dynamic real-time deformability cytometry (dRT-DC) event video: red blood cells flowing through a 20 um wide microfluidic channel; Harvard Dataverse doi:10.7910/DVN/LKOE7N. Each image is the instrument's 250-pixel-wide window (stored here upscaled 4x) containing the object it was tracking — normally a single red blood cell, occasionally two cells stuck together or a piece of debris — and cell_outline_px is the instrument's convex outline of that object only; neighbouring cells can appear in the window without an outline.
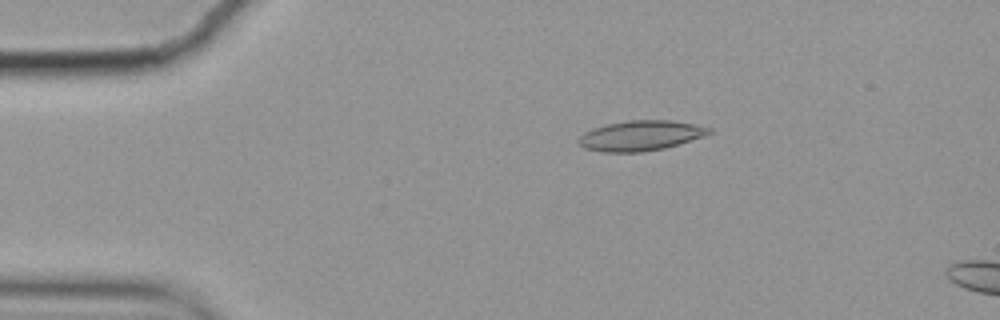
{"species": "common noctule bat (a hibernating species)", "species_latin": "Nyctalus noctula", "temperature_condition": "cold", "stored_images_in_passage": 7, "camera_frame_rate_fps": 3000, "um_per_image_px": 0.085, "animal": {"sex": "female", "body_mass_g": 19.9}, "frame": {"image": 1, "passage_image": 3, "time_ms": 0.667, "image_size_px": [1000, 320], "cell_outline_px": [[712, 132], [704, 136], [664, 148], [640, 152], [604, 152], [584, 148], [576, 140], [584, 132], [608, 124], [628, 120], [672, 120], [696, 124], [712, 128]], "centroid_in_image_um": [54.47, 11.52], "position_along_channel_um": 30.5, "area_um2": 22.77}}